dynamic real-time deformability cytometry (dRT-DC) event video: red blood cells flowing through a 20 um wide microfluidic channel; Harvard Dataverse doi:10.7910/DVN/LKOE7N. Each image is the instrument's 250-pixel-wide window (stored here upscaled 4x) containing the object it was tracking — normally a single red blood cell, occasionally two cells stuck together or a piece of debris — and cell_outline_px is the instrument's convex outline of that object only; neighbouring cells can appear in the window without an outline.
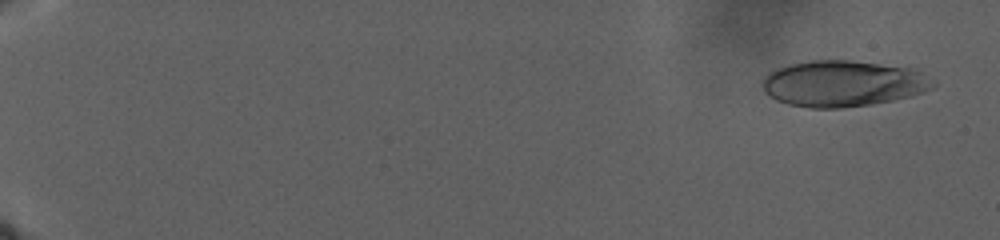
{"species": "human", "species_latin": "Homo sapiens", "temperature_condition": "warm", "stored_images_in_passage": 70, "camera_frame_rate_fps": 3000, "um_per_image_px": 0.085, "donor": {"sex": "male"}, "frame": {"image": 1, "passage_image": 11, "time_ms": 1.667, "image_size_px": [1000, 240], "cell_outline_px": [[936, 84], [932, 88], [924, 92], [912, 96], [872, 104], [840, 108], [808, 108], [788, 104], [776, 100], [764, 92], [760, 84], [768, 72], [792, 64], [812, 60], [848, 60], [908, 68], [936, 80]], "centroid_in_image_um": [71.63, 7.12], "position_along_channel_um": 13.4, "area_um2": 45.66}}